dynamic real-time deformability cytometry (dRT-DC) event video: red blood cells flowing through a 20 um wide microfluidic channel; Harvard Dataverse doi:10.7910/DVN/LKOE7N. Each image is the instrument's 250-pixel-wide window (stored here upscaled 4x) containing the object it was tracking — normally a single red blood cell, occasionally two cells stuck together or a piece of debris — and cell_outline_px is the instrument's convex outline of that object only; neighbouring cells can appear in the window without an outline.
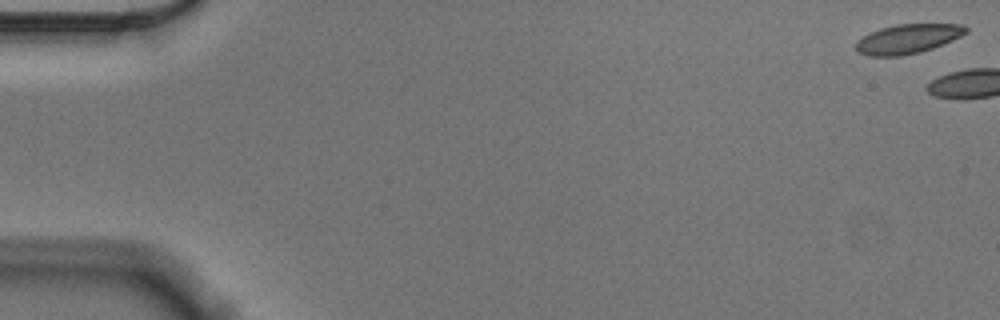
{"species": "Egyptian fruit bat (a non-hibernating species)", "species_latin": "Rousettus aegyptiacus", "temperature_condition": "cold", "stored_images_in_passage": 4, "camera_frame_rate_fps": 3000, "um_per_image_px": 0.085, "animal": {"sex": "male"}, "frame": {"image": 1, "passage_image": 1, "time_ms": 0.0, "image_size_px": [1000, 320], "cell_outline_px": [[968, 32], [952, 40], [932, 48], [920, 52], [900, 56], [868, 56], [860, 52], [856, 48], [856, 40], [880, 28], [896, 24], [964, 24], [968, 28]], "centroid_in_image_um": [77.18, 3.3], "position_along_channel_um": 7.8, "area_um2": 18.73}}